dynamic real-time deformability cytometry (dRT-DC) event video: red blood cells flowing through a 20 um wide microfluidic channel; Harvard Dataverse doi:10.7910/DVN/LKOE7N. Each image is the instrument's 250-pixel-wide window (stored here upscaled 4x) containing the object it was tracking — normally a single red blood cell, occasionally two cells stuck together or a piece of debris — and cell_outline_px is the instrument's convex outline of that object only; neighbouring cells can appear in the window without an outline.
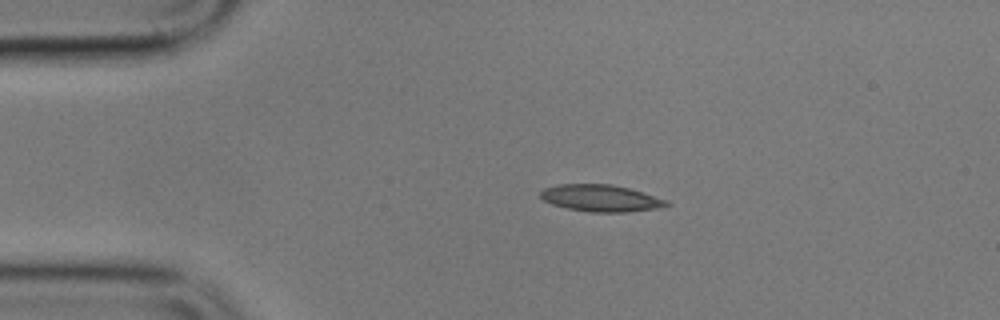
{"species": "common noctule bat (a hibernating species)", "species_latin": "Nyctalus noctula", "temperature_condition": "cold", "stored_images_in_passage": 5, "camera_frame_rate_fps": 3000, "um_per_image_px": 0.085, "animal": {"sex": "male", "body_mass_g": 17.9}, "frame": {"image": 1, "passage_image": 3, "time_ms": 2.333, "image_size_px": [1000, 320], "cell_outline_px": [[672, 204], [656, 208], [628, 212], [592, 212], [568, 208], [552, 204], [544, 200], [540, 196], [540, 192], [544, 188], [560, 184], [612, 184], [628, 188], [668, 200]], "centroid_in_image_um": [51.07, 16.84], "position_along_channel_um": 33.9, "area_um2": 19.54}}
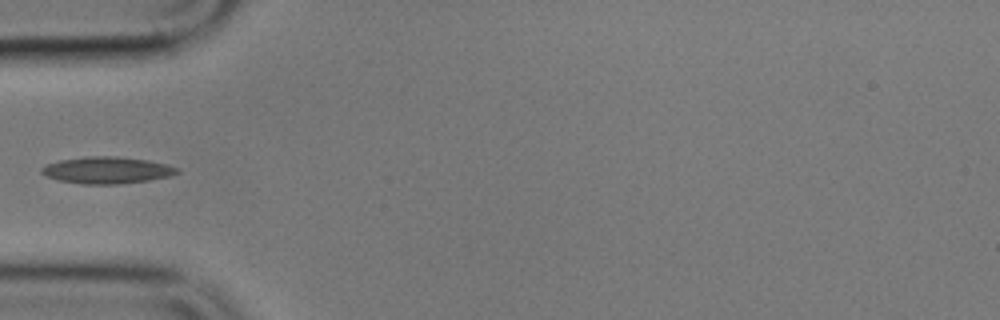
{"frame": {"image": 2, "passage_image": 5, "time_ms": 4.667, "image_size_px": [1000, 320], "cell_outline_px": [[180, 172], [172, 176], [148, 180], [116, 184], [80, 184], [56, 180], [44, 176], [40, 172], [40, 168], [48, 164], [60, 160], [84, 156], [116, 156], [148, 160], [180, 168]], "centroid_in_image_um": [9.06, 14.47], "position_along_channel_um": 75.9, "area_um2": 21.33}}